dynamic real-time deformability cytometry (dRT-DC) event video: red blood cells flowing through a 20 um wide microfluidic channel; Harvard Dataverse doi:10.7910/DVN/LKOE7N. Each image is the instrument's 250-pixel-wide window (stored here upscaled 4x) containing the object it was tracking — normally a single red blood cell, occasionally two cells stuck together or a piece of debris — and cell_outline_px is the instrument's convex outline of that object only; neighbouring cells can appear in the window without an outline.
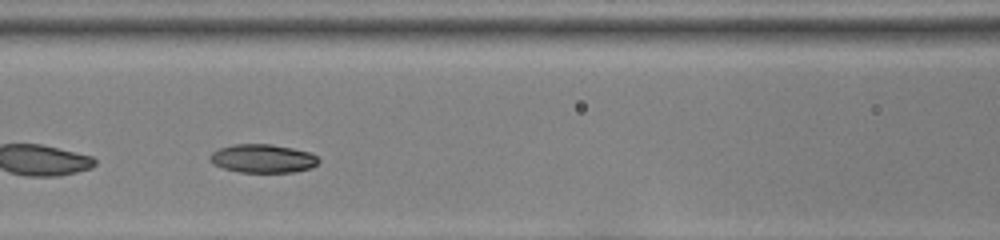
{"species": "common noctule bat (a hibernating species)", "species_latin": "Nyctalus noctula", "temperature_condition": "room temperature", "stored_images_in_passage": 33, "camera_frame_rate_fps": 3000, "um_per_image_px": 0.085, "animal": {"sex": "female", "body_mass_g": 22.0, "forearm_length_mm": 56.7}, "frame": {"image": 1, "passage_image": 10, "time_ms": 3.0, "image_size_px": [1000, 240], "cell_outline_px": [[320, 160], [312, 168], [292, 172], [240, 172], [224, 168], [212, 164], [208, 160], [208, 156], [212, 152], [220, 148], [232, 144], [272, 144], [312, 152]], "centroid_in_image_um": [22.32, 13.47], "position_along_channel_um": 144.3, "area_um2": 18.21}, "authors_computed_cell_mechanics": {"area_um2": 18.2648, "velocity_mm_per_s": 3.8505, "shape_relaxation_time_tau1_ms": 5.4982, "shape_relaxation_time_tau2_ms": null, "deformation_change_tau1": 0.112, "deformation_change_tau2": null}}